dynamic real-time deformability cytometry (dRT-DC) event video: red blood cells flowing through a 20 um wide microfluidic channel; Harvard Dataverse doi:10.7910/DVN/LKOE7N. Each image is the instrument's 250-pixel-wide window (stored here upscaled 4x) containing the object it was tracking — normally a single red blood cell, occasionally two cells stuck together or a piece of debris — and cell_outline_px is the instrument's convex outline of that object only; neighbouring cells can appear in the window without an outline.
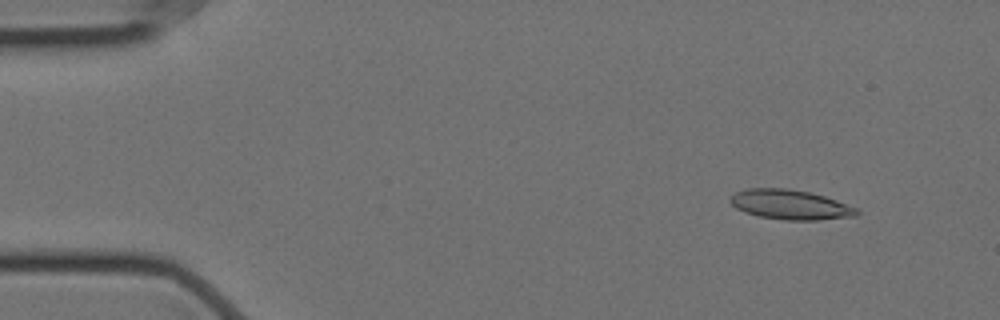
{"species": "Egyptian fruit bat (a non-hibernating species)", "species_latin": "Rousettus aegyptiacus", "temperature_condition": "cold", "stored_images_in_passage": 53, "camera_frame_rate_fps": 3000, "um_per_image_px": 0.085, "animal": {"sex": "female"}, "frame": {"image": 1, "passage_image": 2, "time_ms": 0.333, "image_size_px": [1000, 320], "cell_outline_px": [[860, 212], [856, 216], [816, 220], [784, 220], [760, 216], [744, 212], [736, 208], [728, 200], [736, 192], [748, 188], [788, 188], [808, 192], [824, 196], [836, 200], [856, 208]], "centroid_in_image_um": [67.16, 17.39], "position_along_channel_um": 17.8, "area_um2": 21.79}}
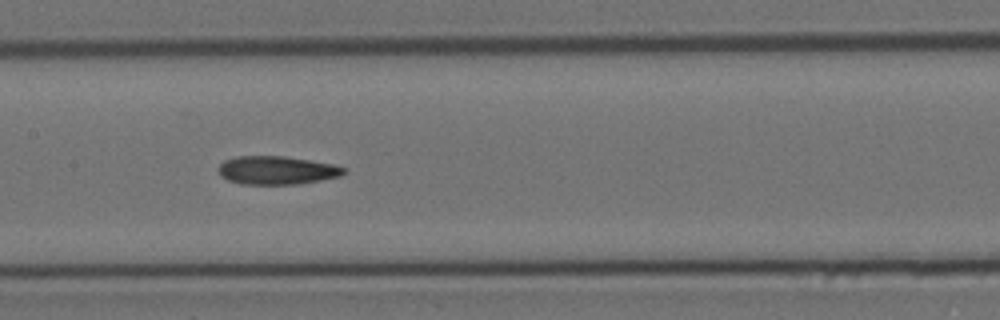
{"frame": {"image": 2, "passage_image": 24, "time_ms": 7.667, "image_size_px": [1000, 320], "cell_outline_px": [[348, 168], [340, 176], [300, 184], [240, 184], [228, 180], [220, 176], [216, 168], [224, 160], [236, 156], [284, 156], [332, 164]], "centroid_in_image_um": [23.48, 14.47], "position_along_channel_um": 183.9, "area_um2": 20.81}}
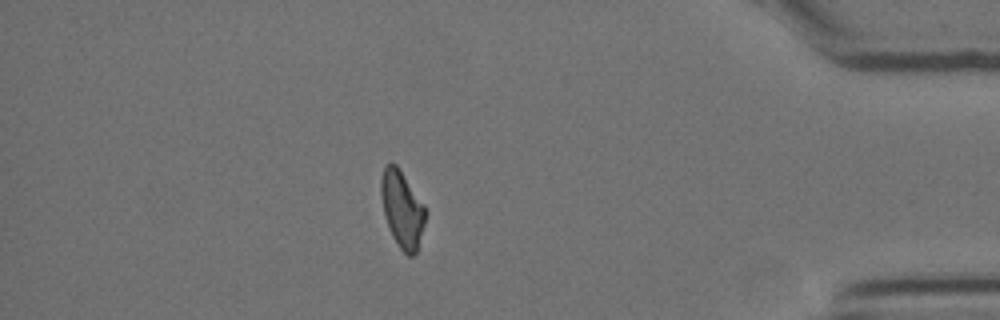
{"frame": {"image": 3, "passage_image": 46, "time_ms": 15.0, "image_size_px": [1000, 320], "cell_outline_px": [[428, 212], [416, 252], [412, 256], [408, 256], [400, 248], [392, 236], [384, 216], [380, 196], [380, 180], [384, 168], [388, 164], [396, 164], [424, 204]], "centroid_in_image_um": [34.18, 17.79], "position_along_channel_um": 401.0, "area_um2": 19.88}, "authors_computed_cell_mechanics": {"area_um2": 20.808, "velocity_mm_per_s": 3.5178, "shape_relaxation_time_tau1_ms": null, "shape_relaxation_time_tau2_ms": 4.9357, "deformation_change_tau1": null, "deformation_change_tau2": 0.1366}}